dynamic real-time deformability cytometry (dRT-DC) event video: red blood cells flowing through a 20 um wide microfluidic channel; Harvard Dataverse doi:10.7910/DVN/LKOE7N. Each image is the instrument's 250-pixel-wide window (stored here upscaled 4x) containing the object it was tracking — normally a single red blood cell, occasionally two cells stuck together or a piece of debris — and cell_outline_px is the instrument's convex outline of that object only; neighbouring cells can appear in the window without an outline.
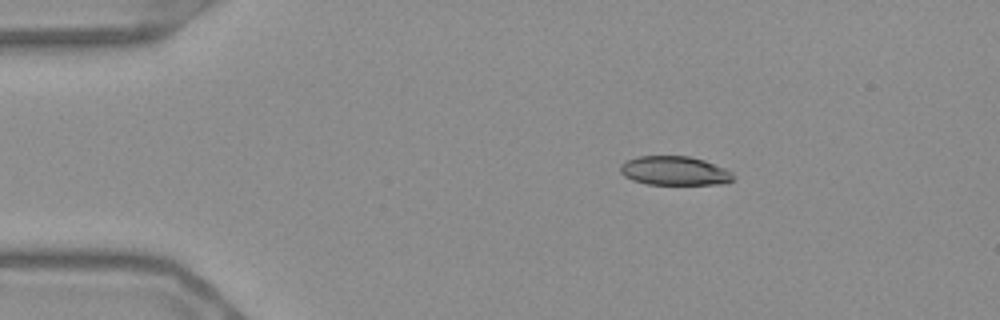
{"species": "Egyptian fruit bat (a non-hibernating species)", "species_latin": "Rousettus aegyptiacus", "temperature_condition": "warm", "stored_images_in_passage": 47, "camera_frame_rate_fps": 3000, "um_per_image_px": 0.085, "frame": {"image": 1, "passage_image": 1, "time_ms": 0.0, "image_size_px": [1000, 320], "cell_outline_px": [[732, 180], [708, 184], [652, 184], [636, 180], [628, 176], [620, 168], [628, 160], [644, 156], [684, 156], [700, 160], [712, 164], [720, 168], [732, 176]], "centroid_in_image_um": [57.29, 14.51], "position_along_channel_um": 27.7, "area_um2": 17.63}}
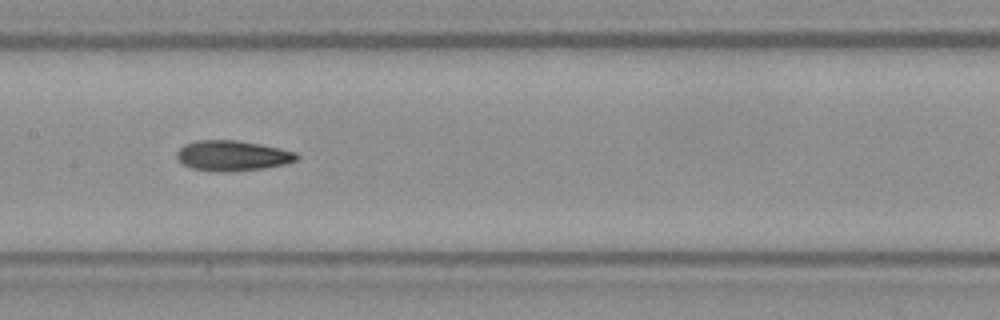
{"frame": {"image": 2, "passage_image": 19, "time_ms": 6.0, "image_size_px": [1000, 320], "cell_outline_px": [[296, 160], [280, 164], [256, 168], [196, 168], [184, 164], [176, 156], [180, 148], [188, 144], [204, 140], [232, 140], [256, 144], [276, 148], [292, 152], [296, 156]], "centroid_in_image_um": [19.71, 13.17], "position_along_channel_um": 187.7, "area_um2": 18.9}}
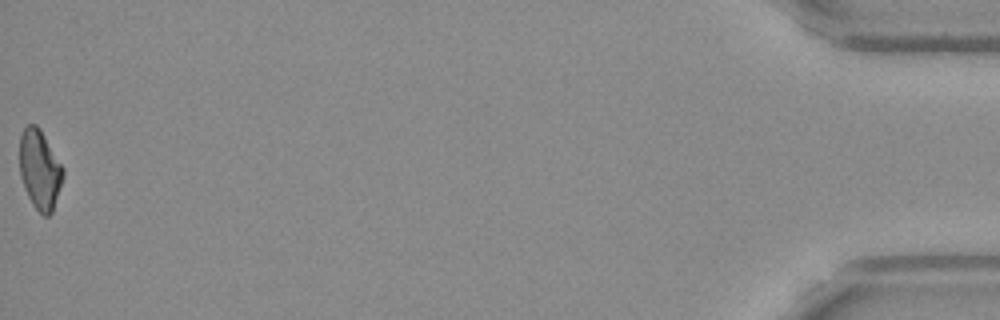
{"frame": {"image": 3, "passage_image": 47, "time_ms": 15.333, "image_size_px": [1000, 320], "cell_outline_px": [[64, 172], [52, 212], [48, 216], [44, 216], [36, 208], [28, 196], [20, 172], [20, 136], [24, 128], [28, 124], [36, 124], [64, 168]], "centroid_in_image_um": [3.38, 14.4], "position_along_channel_um": 431.8, "area_um2": 19.48}, "authors_computed_cell_mechanics": {"area_um2": 19.1896, "velocity_mm_per_s": 3.6936, "shape_relaxation_time_tau1_ms": 11.2818, "shape_relaxation_time_tau2_ms": 7.8238, "deformation_change_tau1": 0.2531, "deformation_change_tau2": 0.1697}}